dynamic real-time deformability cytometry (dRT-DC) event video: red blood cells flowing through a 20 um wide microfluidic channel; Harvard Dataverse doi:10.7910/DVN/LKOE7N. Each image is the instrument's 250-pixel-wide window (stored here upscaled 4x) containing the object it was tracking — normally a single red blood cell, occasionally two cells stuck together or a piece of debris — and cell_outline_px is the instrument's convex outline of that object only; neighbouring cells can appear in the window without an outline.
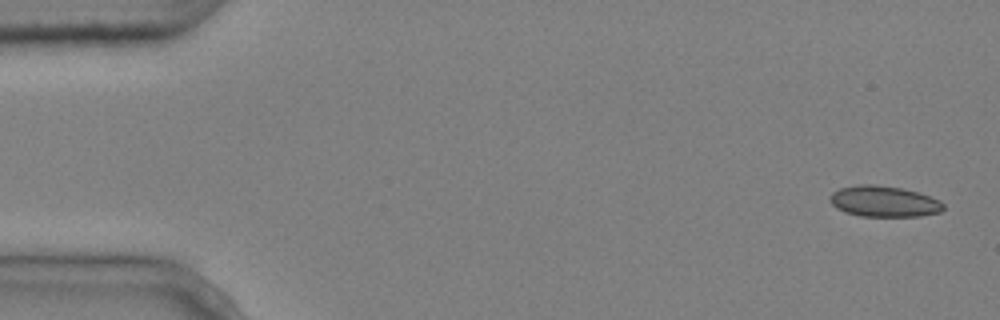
{"species": "common noctule bat (a hibernating species)", "species_latin": "Nyctalus noctula", "temperature_condition": "cold", "stored_images_in_passage": 5, "camera_frame_rate_fps": 3000, "um_per_image_px": 0.085, "animal": {"sex": "male", "body_mass_g": 20.4}, "frame": {"image": 1, "passage_image": 1, "time_ms": 0.0, "image_size_px": [1000, 320], "cell_outline_px": [[944, 208], [940, 212], [920, 216], [860, 216], [844, 212], [836, 208], [832, 204], [828, 196], [832, 192], [840, 188], [860, 184], [872, 184], [900, 188], [916, 192], [940, 200], [944, 204]], "centroid_in_image_um": [75.1, 17.12], "position_along_channel_um": 9.9, "area_um2": 20.4}}
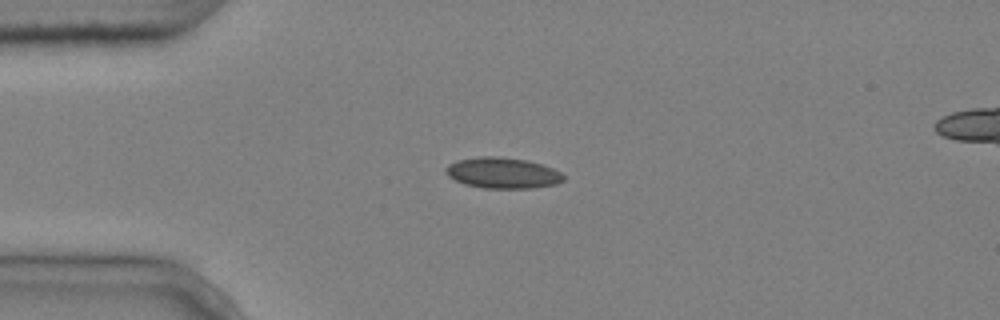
{"frame": {"image": 2, "passage_image": 4, "time_ms": 1.0, "image_size_px": [1000, 320], "cell_outline_px": [[564, 180], [556, 184], [532, 188], [484, 188], [464, 184], [448, 176], [444, 172], [444, 168], [448, 164], [456, 160], [480, 156], [496, 156], [528, 160], [552, 168], [560, 172], [564, 176]], "centroid_in_image_um": [42.69, 14.69], "position_along_channel_um": 42.3, "area_um2": 21.27}}